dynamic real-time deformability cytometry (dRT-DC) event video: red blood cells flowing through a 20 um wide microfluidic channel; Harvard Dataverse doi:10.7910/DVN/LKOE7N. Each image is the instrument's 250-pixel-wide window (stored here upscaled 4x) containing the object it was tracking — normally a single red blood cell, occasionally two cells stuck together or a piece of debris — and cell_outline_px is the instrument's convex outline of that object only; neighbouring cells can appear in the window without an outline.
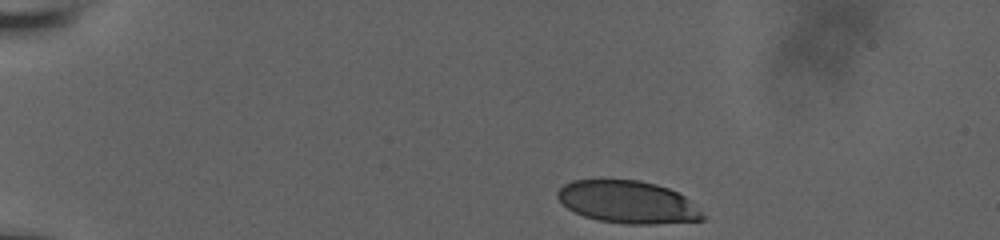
{"species": "human", "species_latin": "Homo sapiens", "temperature_condition": "room temperature", "stored_images_in_passage": 38, "camera_frame_rate_fps": 3000, "um_per_image_px": 0.085, "donor": {"sex": "male"}, "frame": {"image": 1, "passage_image": 1, "time_ms": 0.0, "image_size_px": [1000, 240], "cell_outline_px": [[708, 216], [704, 220], [652, 224], [624, 224], [600, 220], [584, 216], [568, 208], [556, 196], [556, 192], [564, 184], [572, 180], [600, 176], [640, 180], [656, 184], [668, 188], [684, 196]], "centroid_in_image_um": [53.33, 17.12], "position_along_channel_um": 31.7, "area_um2": 36.82}}
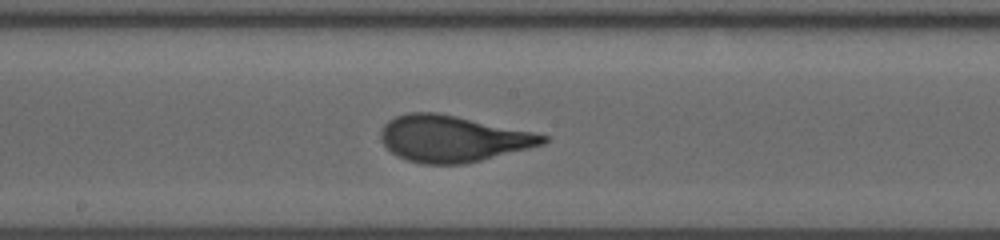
{"frame": {"image": 2, "passage_image": 22, "time_ms": 7.0, "image_size_px": [1000, 240], "cell_outline_px": [[548, 140], [544, 144], [464, 164], [420, 164], [396, 156], [380, 140], [380, 132], [384, 124], [388, 120], [396, 116], [408, 112], [436, 112], [456, 116], [532, 132], [548, 136]], "centroid_in_image_um": [38.42, 11.79], "position_along_channel_um": 209.8, "area_um2": 43.47}}
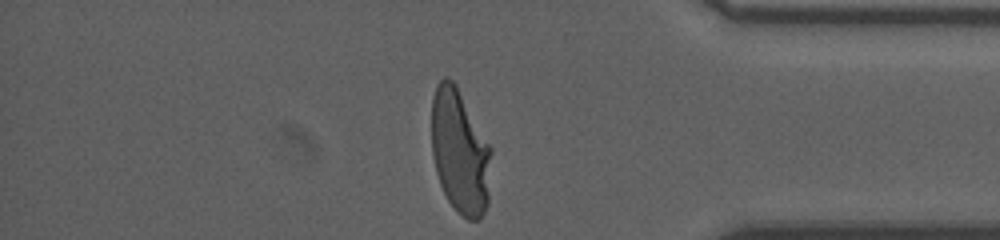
{"frame": {"image": 3, "passage_image": 38, "time_ms": 12.333, "image_size_px": [1000, 240], "cell_outline_px": [[492, 152], [488, 204], [480, 220], [468, 220], [448, 200], [440, 184], [436, 172], [432, 156], [432, 96], [436, 84], [444, 76], [448, 76], [456, 84], [492, 148]], "centroid_in_image_um": [39.1, 12.86], "position_along_channel_um": 396.1, "area_um2": 43.58}, "authors_computed_cell_mechanics": {"area_um2": 42.8876, "velocity_mm_per_s": 3.8268, "shape_relaxation_time_tau1_ms": 4.4726, "shape_relaxation_time_tau2_ms": null, "deformation_change_tau1": 0.2193, "deformation_change_tau2": null}}